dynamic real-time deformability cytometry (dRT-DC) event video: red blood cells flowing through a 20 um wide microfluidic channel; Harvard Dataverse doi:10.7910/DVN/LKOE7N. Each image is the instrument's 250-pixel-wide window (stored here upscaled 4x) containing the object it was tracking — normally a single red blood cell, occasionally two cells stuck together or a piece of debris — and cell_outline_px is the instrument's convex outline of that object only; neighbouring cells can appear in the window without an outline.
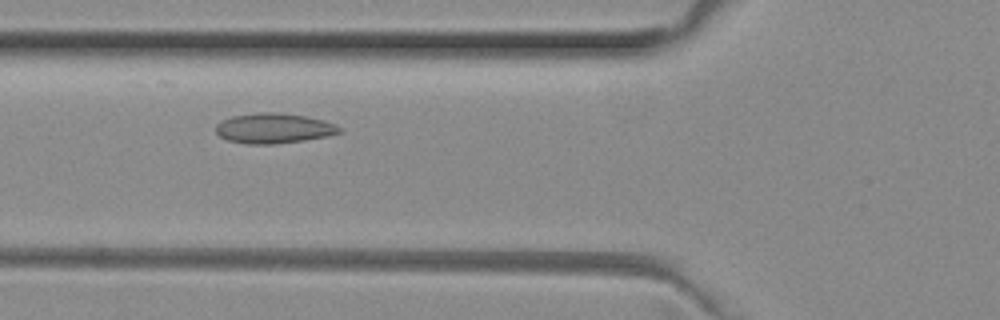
{"species": "common noctule bat (a hibernating species)", "species_latin": "Nyctalus noctula", "temperature_condition": "room temperature", "stored_images_in_passage": 48, "camera_frame_rate_fps": 3000, "um_per_image_px": 0.085, "animal": {"sex": "female", "body_mass_g": 29.2, "forearm_length_mm": 56.3}, "frame": {"image": 1, "passage_image": 15, "time_ms": 4.667, "image_size_px": [1000, 320], "cell_outline_px": [[344, 132], [328, 136], [304, 140], [272, 144], [248, 144], [228, 140], [220, 136], [216, 132], [216, 124], [220, 120], [232, 116], [260, 112], [276, 112], [304, 116], [324, 120], [336, 124]], "centroid_in_image_um": [23.28, 10.9], "position_along_channel_um": 102.5, "area_um2": 21.73}}
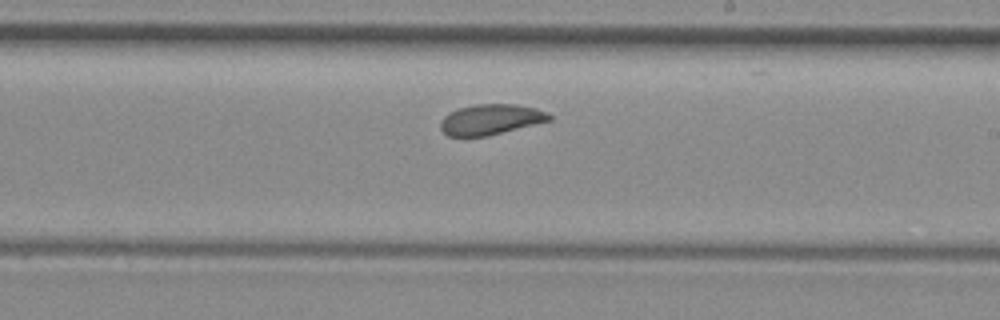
{"frame": {"image": 2, "passage_image": 26, "time_ms": 8.333, "image_size_px": [1000, 320], "cell_outline_px": [[552, 120], [488, 136], [448, 136], [440, 128], [440, 120], [448, 112], [460, 108], [476, 104], [516, 104], [536, 108], [548, 112], [552, 116]], "centroid_in_image_um": [41.72, 10.15], "position_along_channel_um": 247.3, "area_um2": 19.42}}
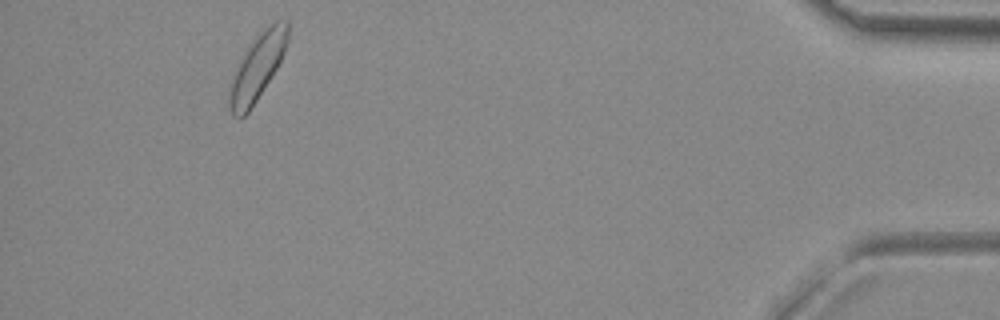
{"frame": {"image": 3, "passage_image": 44, "time_ms": 14.333, "image_size_px": [1000, 320], "cell_outline_px": [[288, 40], [284, 52], [276, 68], [256, 100], [248, 112], [240, 120], [232, 116], [228, 104], [228, 84], [244, 52], [252, 40], [268, 24], [276, 20], [288, 20]], "centroid_in_image_um": [21.83, 5.72], "position_along_channel_um": 413.4, "area_um2": 22.54}, "authors_computed_cell_mechanics": {"area_um2": 20.6635, "velocity_mm_per_s": 3.9543, "shape_relaxation_time_tau1_ms": 2.9959, "shape_relaxation_time_tau2_ms": 3.6022, "deformation_change_tau1": 0.0684, "deformation_change_tau2": 0.0799}}